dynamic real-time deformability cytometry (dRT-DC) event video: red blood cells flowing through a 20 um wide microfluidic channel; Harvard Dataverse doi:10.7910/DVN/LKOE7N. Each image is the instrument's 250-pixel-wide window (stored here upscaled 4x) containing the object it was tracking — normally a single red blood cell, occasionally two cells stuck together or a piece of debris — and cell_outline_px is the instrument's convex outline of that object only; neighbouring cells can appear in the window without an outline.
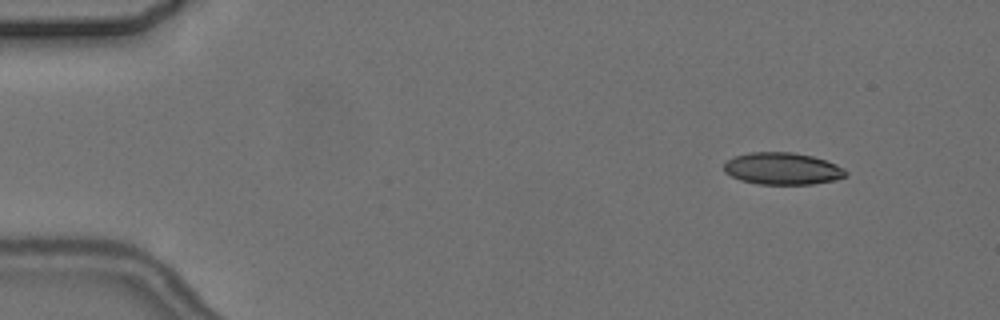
{"species": "common noctule bat (a hibernating species)", "species_latin": "Nyctalus noctula", "temperature_condition": "cold", "stored_images_in_passage": 4, "camera_frame_rate_fps": 3000, "um_per_image_px": 0.085, "animal": {"sex": "female", "body_mass_g": 24.6, "forearm_length_mm": 56.2}, "frame": {"image": 1, "passage_image": 2, "time_ms": 1.0, "image_size_px": [1000, 320], "cell_outline_px": [[848, 176], [832, 180], [812, 184], [756, 184], [740, 180], [724, 172], [724, 164], [728, 160], [736, 156], [748, 152], [792, 152], [812, 156], [836, 164], [844, 168], [848, 172]], "centroid_in_image_um": [66.51, 14.33], "position_along_channel_um": 18.5, "area_um2": 22.72}}